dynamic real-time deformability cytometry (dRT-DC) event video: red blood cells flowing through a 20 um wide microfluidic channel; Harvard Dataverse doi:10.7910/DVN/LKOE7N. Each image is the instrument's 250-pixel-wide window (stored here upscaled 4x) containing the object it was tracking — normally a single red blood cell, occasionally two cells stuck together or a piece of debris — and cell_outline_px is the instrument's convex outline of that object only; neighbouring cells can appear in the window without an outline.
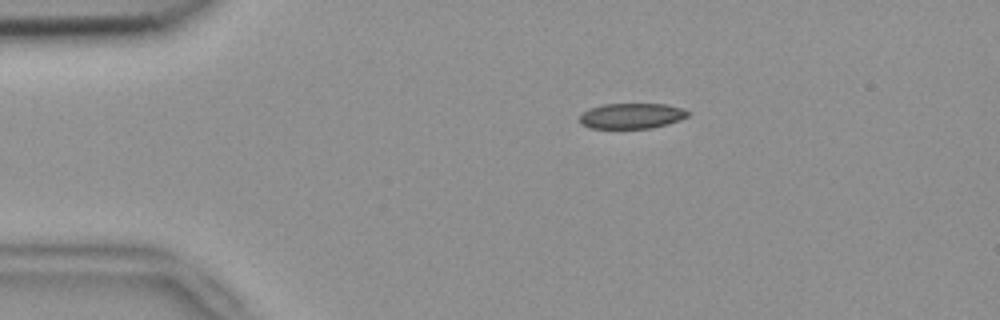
{"species": "common noctule bat (a hibernating species)", "species_latin": "Nyctalus noctula", "temperature_condition": "room temperature", "stored_images_in_passage": 36, "camera_frame_rate_fps": 3000, "um_per_image_px": 0.085, "animal": {"sex": "female", "body_mass_g": 18.4}, "frame": {"image": 1, "passage_image": 1, "time_ms": 0.0, "image_size_px": [1000, 320], "cell_outline_px": [[688, 116], [680, 120], [668, 124], [652, 128], [592, 128], [580, 124], [580, 116], [588, 108], [604, 104], [664, 104], [684, 108], [688, 112]], "centroid_in_image_um": [53.69, 9.85], "position_along_channel_um": 31.3, "area_um2": 16.07}}
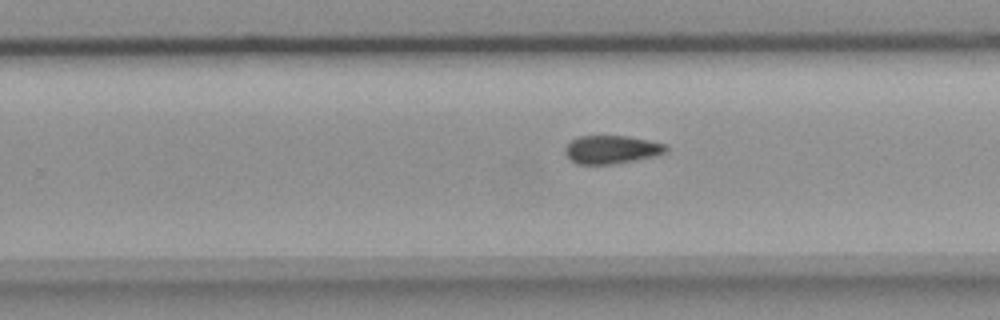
{"frame": {"image": 2, "passage_image": 24, "time_ms": 7.667, "image_size_px": [1000, 320], "cell_outline_px": [[668, 152], [656, 156], [612, 164], [576, 164], [564, 152], [564, 148], [572, 140], [580, 136], [628, 136], [648, 140], [664, 144], [668, 148]], "centroid_in_image_um": [52.0, 12.71], "position_along_channel_um": 277.8, "area_um2": 16.53}}
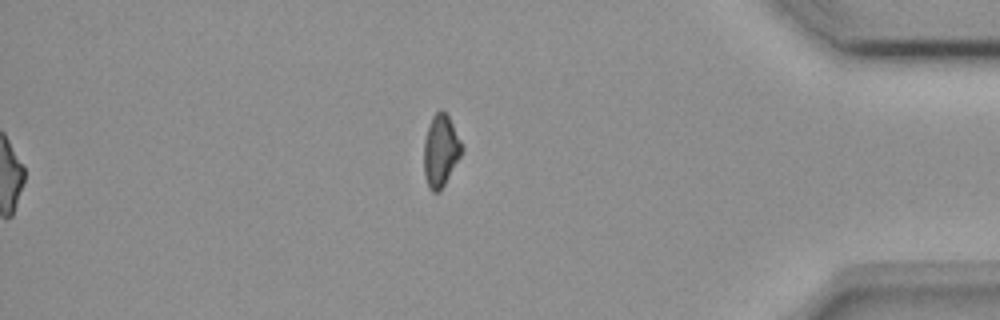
{"frame": {"image": 3, "passage_image": 36, "time_ms": 11.667, "image_size_px": [1000, 320], "cell_outline_px": [[464, 148], [460, 156], [440, 192], [432, 192], [428, 188], [424, 176], [424, 140], [428, 124], [432, 116], [440, 108], [448, 116]], "centroid_in_image_um": [37.43, 12.82], "position_along_channel_um": 397.8, "area_um2": 15.9}}